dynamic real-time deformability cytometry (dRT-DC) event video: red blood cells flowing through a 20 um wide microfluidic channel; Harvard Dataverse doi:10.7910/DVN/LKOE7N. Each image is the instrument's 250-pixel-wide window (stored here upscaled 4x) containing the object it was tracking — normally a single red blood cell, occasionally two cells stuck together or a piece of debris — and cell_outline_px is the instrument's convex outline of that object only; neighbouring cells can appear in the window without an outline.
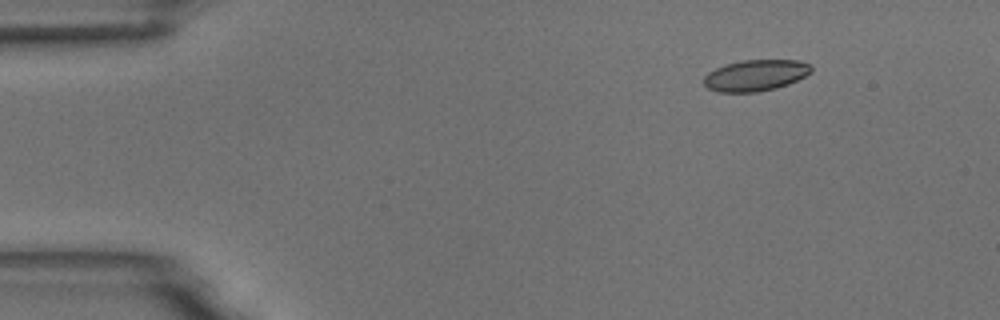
{"species": "common noctule bat (a hibernating species)", "species_latin": "Nyctalus noctula", "temperature_condition": "room temperature", "stored_images_in_passage": 6, "camera_frame_rate_fps": 3000, "um_per_image_px": 0.085, "animal": {"sex": "male", "body_mass_g": 18.8}, "frame": {"image": 1, "passage_image": 2, "time_ms": 1.333, "image_size_px": [1000, 320], "cell_outline_px": [[812, 72], [788, 84], [776, 88], [756, 92], [720, 92], [708, 88], [704, 84], [704, 76], [708, 72], [724, 64], [744, 60], [796, 60], [812, 64]], "centroid_in_image_um": [64.22, 6.4], "position_along_channel_um": 20.8, "area_um2": 19.54}}
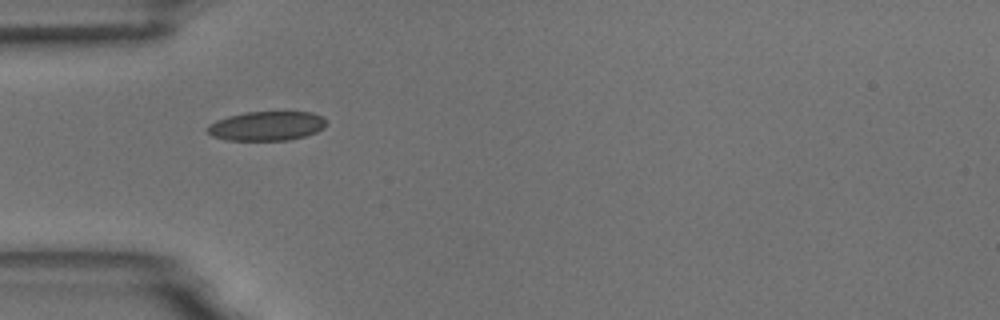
{"frame": {"image": 2, "passage_image": 5, "time_ms": 4.667, "image_size_px": [1000, 320], "cell_outline_px": [[328, 124], [324, 128], [316, 132], [304, 136], [288, 140], [224, 140], [212, 136], [204, 128], [208, 124], [216, 120], [228, 116], [244, 112], [312, 112], [320, 116]], "centroid_in_image_um": [22.62, 10.71], "position_along_channel_um": 62.4, "area_um2": 20.4}}